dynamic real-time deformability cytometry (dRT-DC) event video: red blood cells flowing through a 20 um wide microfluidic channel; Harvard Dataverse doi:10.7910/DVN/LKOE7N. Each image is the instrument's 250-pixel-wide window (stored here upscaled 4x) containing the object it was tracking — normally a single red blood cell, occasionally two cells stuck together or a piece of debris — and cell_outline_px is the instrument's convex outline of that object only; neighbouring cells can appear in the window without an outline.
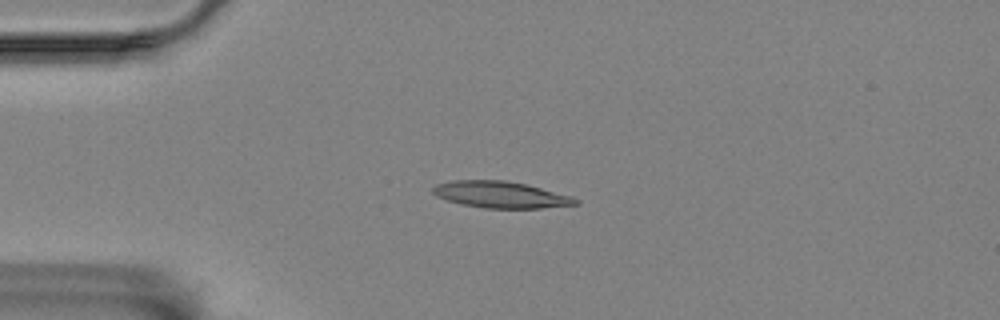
{"species": "Egyptian fruit bat (a non-hibernating species)", "species_latin": "Rousettus aegyptiacus", "temperature_condition": "room temperature", "stored_images_in_passage": 56, "camera_frame_rate_fps": 3000, "um_per_image_px": 0.085, "animal": {"sex": "female"}, "frame": {"image": 1, "passage_image": 13, "time_ms": 4.0, "image_size_px": [1000, 320], "cell_outline_px": [[580, 204], [540, 208], [484, 208], [460, 204], [436, 196], [432, 192], [432, 188], [436, 184], [452, 180], [504, 180], [528, 184], [572, 196], [580, 200]], "centroid_in_image_um": [42.58, 16.54], "position_along_channel_um": 42.4, "area_um2": 22.25}}
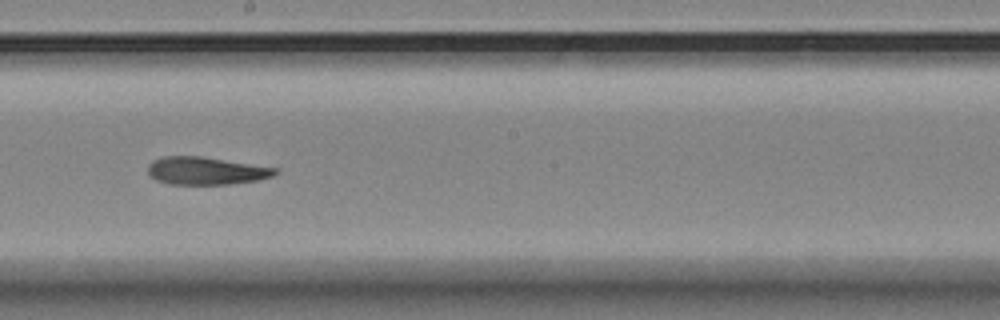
{"frame": {"image": 2, "passage_image": 31, "time_ms": 10.0, "image_size_px": [1000, 320], "cell_outline_px": [[280, 172], [272, 176], [256, 180], [232, 184], [168, 184], [156, 180], [148, 172], [148, 164], [152, 160], [164, 156], [200, 156], [276, 168]], "centroid_in_image_um": [17.48, 14.52], "position_along_channel_um": 230.7, "area_um2": 20.4}}
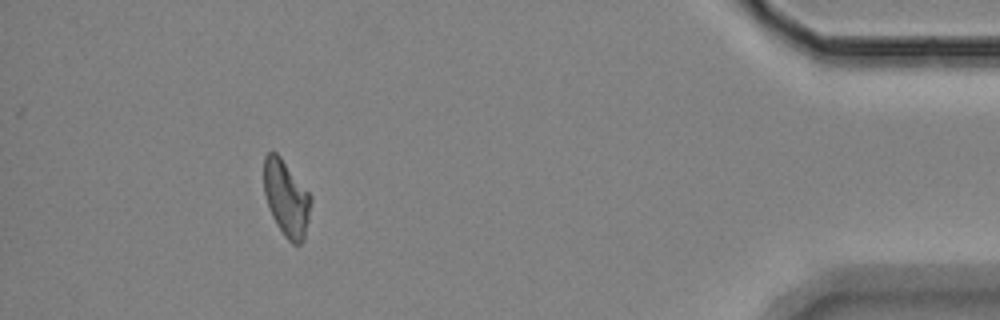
{"frame": {"image": 3, "passage_image": 51, "time_ms": 16.667, "image_size_px": [1000, 320], "cell_outline_px": [[312, 200], [304, 240], [300, 244], [292, 244], [284, 236], [276, 224], [272, 216], [264, 192], [264, 156], [268, 152], [276, 152], [280, 156], [312, 196]], "centroid_in_image_um": [24.34, 16.87], "position_along_channel_um": 410.9, "area_um2": 20.75}, "authors_computed_cell_mechanics": {"area_um2": 21.1548, "velocity_mm_per_s": 3.5194, "shape_relaxation_time_tau1_ms": null, "shape_relaxation_time_tau2_ms": 10.5431, "deformation_change_tau1": null, "deformation_change_tau2": 0.2353}}